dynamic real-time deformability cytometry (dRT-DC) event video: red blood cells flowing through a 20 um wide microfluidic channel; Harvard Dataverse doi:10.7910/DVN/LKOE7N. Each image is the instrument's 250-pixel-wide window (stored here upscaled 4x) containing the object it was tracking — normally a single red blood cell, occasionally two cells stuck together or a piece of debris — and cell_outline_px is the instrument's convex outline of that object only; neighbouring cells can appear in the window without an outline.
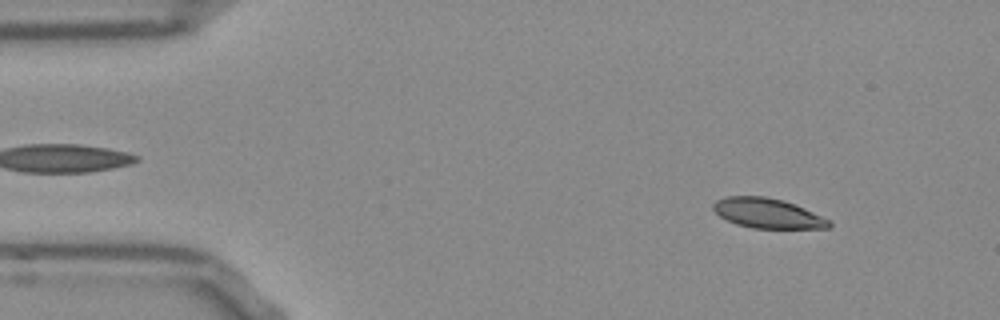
{"species": "Egyptian fruit bat (a non-hibernating species)", "species_latin": "Rousettus aegyptiacus", "temperature_condition": "room temperature", "stored_images_in_passage": 51, "camera_frame_rate_fps": 3000, "um_per_image_px": 0.085, "frame": {"image": 1, "passage_image": 5, "time_ms": 1.333, "image_size_px": [1000, 320], "cell_outline_px": [[832, 224], [828, 228], [752, 228], [736, 224], [720, 216], [712, 208], [712, 204], [716, 200], [728, 196], [764, 196], [784, 200], [796, 204], [828, 220]], "centroid_in_image_um": [65.21, 18.12], "position_along_channel_um": 19.8, "area_um2": 20.0}}
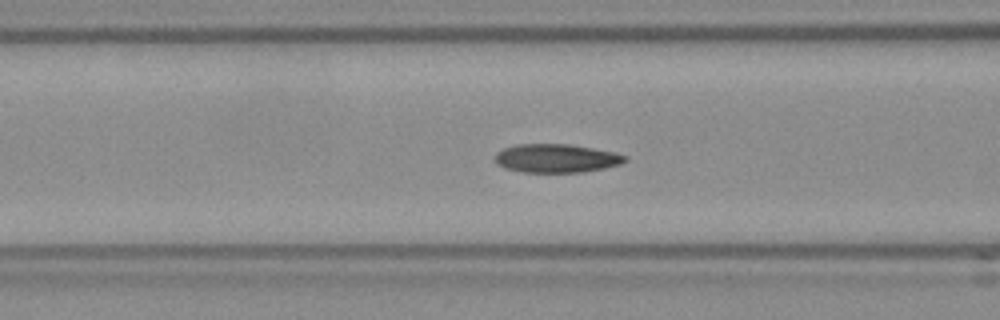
{"frame": {"image": 2, "passage_image": 19, "time_ms": 6.0, "image_size_px": [1000, 320], "cell_outline_px": [[628, 160], [620, 164], [604, 168], [584, 172], [524, 172], [504, 168], [496, 164], [496, 152], [504, 148], [516, 144], [568, 144], [616, 152], [628, 156]], "centroid_in_image_um": [47.3, 13.45], "position_along_channel_um": 119.3, "area_um2": 21.73}}
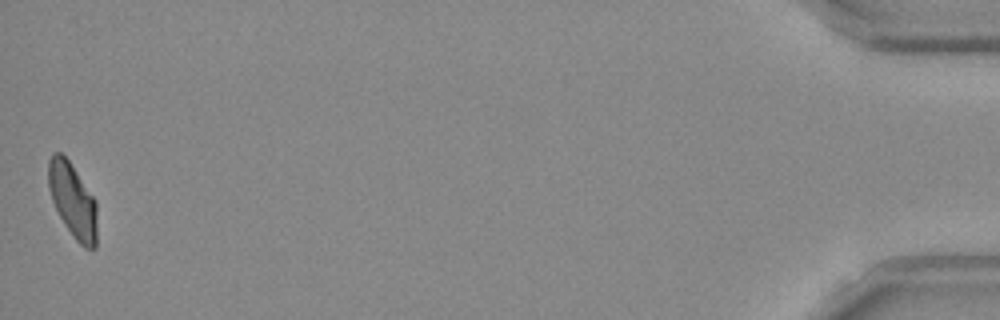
{"frame": {"image": 3, "passage_image": 51, "time_ms": 16.667, "image_size_px": [1000, 320], "cell_outline_px": [[96, 248], [84, 248], [72, 236], [64, 224], [52, 200], [48, 188], [48, 160], [52, 152], [60, 152], [68, 160], [96, 200]], "centroid_in_image_um": [6.17, 17.03], "position_along_channel_um": 429.0, "area_um2": 21.04}, "authors_computed_cell_mechanics": {"area_um2": 21.4438, "velocity_mm_per_s": 3.8372, "shape_relaxation_time_tau1_ms": 4.8629, "shape_relaxation_time_tau2_ms": 2.1579, "deformation_change_tau1": 0.1318, "deformation_change_tau2": 0.0594}}